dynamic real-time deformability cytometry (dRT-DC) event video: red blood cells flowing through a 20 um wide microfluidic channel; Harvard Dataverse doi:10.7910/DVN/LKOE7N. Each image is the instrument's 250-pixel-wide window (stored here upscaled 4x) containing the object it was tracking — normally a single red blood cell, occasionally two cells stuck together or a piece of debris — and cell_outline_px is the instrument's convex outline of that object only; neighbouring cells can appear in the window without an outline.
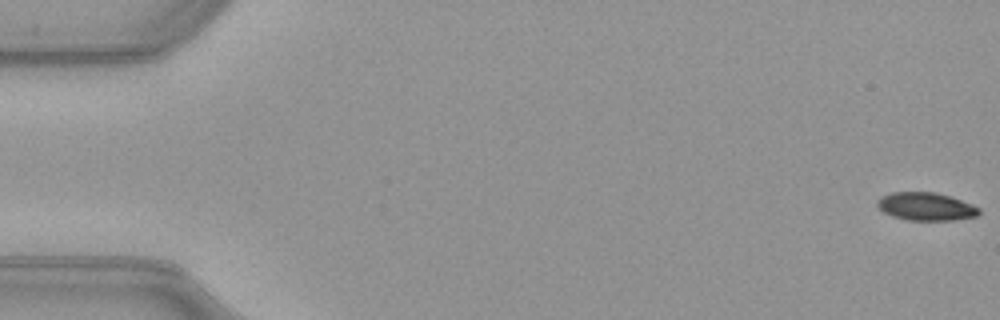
{"species": "common noctule bat (a hibernating species)", "species_latin": "Nyctalus noctula", "temperature_condition": "warm", "stored_images_in_passage": 52, "camera_frame_rate_fps": 3000, "um_per_image_px": 0.085, "animal": {"sex": "female", "body_mass_g": 21.9}, "frame": {"image": 1, "passage_image": 1, "time_ms": 0.0, "image_size_px": [1000, 320], "cell_outline_px": [[980, 212], [976, 216], [956, 220], [908, 220], [892, 216], [884, 212], [876, 204], [876, 200], [880, 196], [892, 192], [936, 192], [972, 204], [980, 208]], "centroid_in_image_um": [78.68, 17.55], "position_along_channel_um": 6.3, "area_um2": 16.59}}
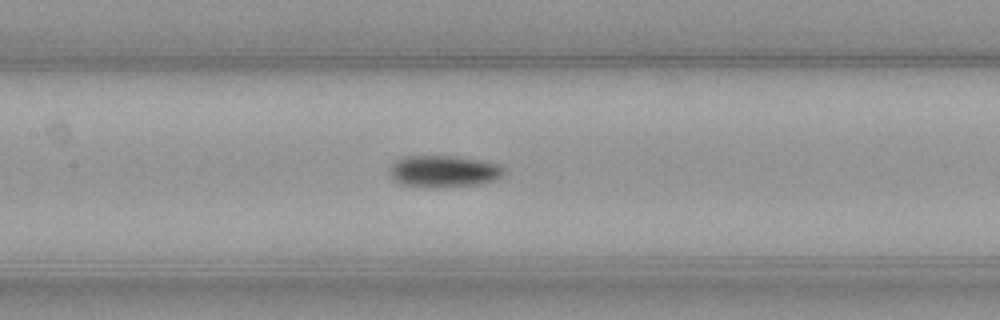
{"frame": {"image": 2, "passage_image": 25, "time_ms": 8.0, "image_size_px": [1000, 320], "cell_outline_px": [[504, 176], [496, 180], [480, 184], [436, 188], [424, 188], [396, 184], [388, 176], [388, 168], [396, 160], [404, 156], [456, 156], [480, 160], [500, 164], [504, 168]], "centroid_in_image_um": [37.66, 14.58], "position_along_channel_um": 169.7, "area_um2": 21.96}}
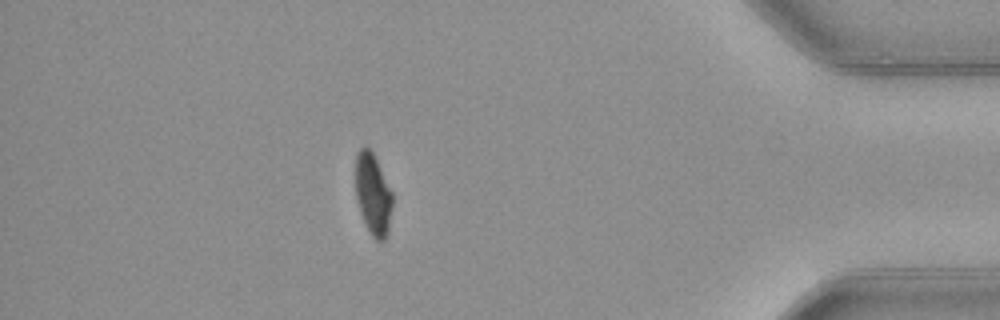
{"frame": {"image": 3, "passage_image": 46, "time_ms": 15.0, "image_size_px": [1000, 320], "cell_outline_px": [[392, 208], [388, 232], [384, 240], [376, 240], [372, 236], [364, 224], [360, 212], [356, 196], [356, 156], [360, 148], [364, 144], [372, 152], [392, 192]], "centroid_in_image_um": [31.7, 16.53], "position_along_channel_um": 403.5, "area_um2": 17.4}, "authors_computed_cell_mechanics": {"area_um2": 19.1029, "velocity_mm_per_s": 4.0114, "shape_relaxation_time_tau1_ms": 2.7631, "shape_relaxation_time_tau2_ms": 9.3002, "deformation_change_tau1": 0.1444, "deformation_change_tau2": 0.1242}}